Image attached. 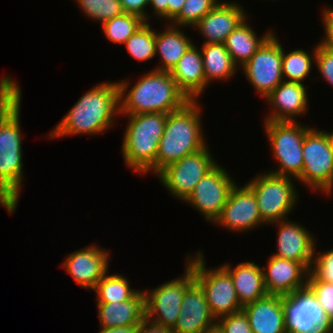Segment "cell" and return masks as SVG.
Segmentation results:
<instances>
[{"instance_id": "cell-14", "label": "cell", "mask_w": 333, "mask_h": 333, "mask_svg": "<svg viewBox=\"0 0 333 333\" xmlns=\"http://www.w3.org/2000/svg\"><path fill=\"white\" fill-rule=\"evenodd\" d=\"M235 180L217 164L196 184L194 190L184 201L194 206L207 221L215 222L226 204Z\"/></svg>"}, {"instance_id": "cell-27", "label": "cell", "mask_w": 333, "mask_h": 333, "mask_svg": "<svg viewBox=\"0 0 333 333\" xmlns=\"http://www.w3.org/2000/svg\"><path fill=\"white\" fill-rule=\"evenodd\" d=\"M181 30L182 28L169 24L165 31L156 32L155 55L159 53L161 64L155 70L170 72L193 44Z\"/></svg>"}, {"instance_id": "cell-45", "label": "cell", "mask_w": 333, "mask_h": 333, "mask_svg": "<svg viewBox=\"0 0 333 333\" xmlns=\"http://www.w3.org/2000/svg\"><path fill=\"white\" fill-rule=\"evenodd\" d=\"M139 325H128L118 327H101V331L98 333H137Z\"/></svg>"}, {"instance_id": "cell-44", "label": "cell", "mask_w": 333, "mask_h": 333, "mask_svg": "<svg viewBox=\"0 0 333 333\" xmlns=\"http://www.w3.org/2000/svg\"><path fill=\"white\" fill-rule=\"evenodd\" d=\"M186 0H169L168 1V22L172 21L181 11Z\"/></svg>"}, {"instance_id": "cell-11", "label": "cell", "mask_w": 333, "mask_h": 333, "mask_svg": "<svg viewBox=\"0 0 333 333\" xmlns=\"http://www.w3.org/2000/svg\"><path fill=\"white\" fill-rule=\"evenodd\" d=\"M286 333H326L333 320L307 286L283 296Z\"/></svg>"}, {"instance_id": "cell-43", "label": "cell", "mask_w": 333, "mask_h": 333, "mask_svg": "<svg viewBox=\"0 0 333 333\" xmlns=\"http://www.w3.org/2000/svg\"><path fill=\"white\" fill-rule=\"evenodd\" d=\"M168 1L169 0H149V6H151L155 15L160 19H168Z\"/></svg>"}, {"instance_id": "cell-15", "label": "cell", "mask_w": 333, "mask_h": 333, "mask_svg": "<svg viewBox=\"0 0 333 333\" xmlns=\"http://www.w3.org/2000/svg\"><path fill=\"white\" fill-rule=\"evenodd\" d=\"M214 223L237 232L249 231L265 224L254 193L246 185L240 187L238 184L231 189L226 204Z\"/></svg>"}, {"instance_id": "cell-30", "label": "cell", "mask_w": 333, "mask_h": 333, "mask_svg": "<svg viewBox=\"0 0 333 333\" xmlns=\"http://www.w3.org/2000/svg\"><path fill=\"white\" fill-rule=\"evenodd\" d=\"M311 57L307 51L296 49L286 53L283 49L282 76L284 81L302 83L312 71V61L315 62L316 46ZM313 59V60H312Z\"/></svg>"}, {"instance_id": "cell-8", "label": "cell", "mask_w": 333, "mask_h": 333, "mask_svg": "<svg viewBox=\"0 0 333 333\" xmlns=\"http://www.w3.org/2000/svg\"><path fill=\"white\" fill-rule=\"evenodd\" d=\"M303 171L296 181L327 195L333 189V138L331 132L311 128L304 138Z\"/></svg>"}, {"instance_id": "cell-20", "label": "cell", "mask_w": 333, "mask_h": 333, "mask_svg": "<svg viewBox=\"0 0 333 333\" xmlns=\"http://www.w3.org/2000/svg\"><path fill=\"white\" fill-rule=\"evenodd\" d=\"M247 18V13L237 2H219L194 27L205 40L203 44H224L228 35Z\"/></svg>"}, {"instance_id": "cell-16", "label": "cell", "mask_w": 333, "mask_h": 333, "mask_svg": "<svg viewBox=\"0 0 333 333\" xmlns=\"http://www.w3.org/2000/svg\"><path fill=\"white\" fill-rule=\"evenodd\" d=\"M109 252L98 245L76 250L64 260L63 268L83 288L94 290L97 283L108 272Z\"/></svg>"}, {"instance_id": "cell-13", "label": "cell", "mask_w": 333, "mask_h": 333, "mask_svg": "<svg viewBox=\"0 0 333 333\" xmlns=\"http://www.w3.org/2000/svg\"><path fill=\"white\" fill-rule=\"evenodd\" d=\"M283 46L275 32L240 67L259 96L266 98L282 81Z\"/></svg>"}, {"instance_id": "cell-36", "label": "cell", "mask_w": 333, "mask_h": 333, "mask_svg": "<svg viewBox=\"0 0 333 333\" xmlns=\"http://www.w3.org/2000/svg\"><path fill=\"white\" fill-rule=\"evenodd\" d=\"M308 282L333 284V249L314 254Z\"/></svg>"}, {"instance_id": "cell-42", "label": "cell", "mask_w": 333, "mask_h": 333, "mask_svg": "<svg viewBox=\"0 0 333 333\" xmlns=\"http://www.w3.org/2000/svg\"><path fill=\"white\" fill-rule=\"evenodd\" d=\"M137 333H174V331L169 327H165L144 317L139 324Z\"/></svg>"}, {"instance_id": "cell-4", "label": "cell", "mask_w": 333, "mask_h": 333, "mask_svg": "<svg viewBox=\"0 0 333 333\" xmlns=\"http://www.w3.org/2000/svg\"><path fill=\"white\" fill-rule=\"evenodd\" d=\"M127 116L128 124L121 146L124 162L133 171L147 174L156 166L167 114L154 112Z\"/></svg>"}, {"instance_id": "cell-35", "label": "cell", "mask_w": 333, "mask_h": 333, "mask_svg": "<svg viewBox=\"0 0 333 333\" xmlns=\"http://www.w3.org/2000/svg\"><path fill=\"white\" fill-rule=\"evenodd\" d=\"M21 87L13 78L0 79V123L9 117L21 104Z\"/></svg>"}, {"instance_id": "cell-40", "label": "cell", "mask_w": 333, "mask_h": 333, "mask_svg": "<svg viewBox=\"0 0 333 333\" xmlns=\"http://www.w3.org/2000/svg\"><path fill=\"white\" fill-rule=\"evenodd\" d=\"M124 13L135 14L148 22V13L146 11L149 6V0H120Z\"/></svg>"}, {"instance_id": "cell-10", "label": "cell", "mask_w": 333, "mask_h": 333, "mask_svg": "<svg viewBox=\"0 0 333 333\" xmlns=\"http://www.w3.org/2000/svg\"><path fill=\"white\" fill-rule=\"evenodd\" d=\"M208 150L207 145L171 163L157 174L163 186L171 193L170 195L185 201L203 176L218 164Z\"/></svg>"}, {"instance_id": "cell-23", "label": "cell", "mask_w": 333, "mask_h": 333, "mask_svg": "<svg viewBox=\"0 0 333 333\" xmlns=\"http://www.w3.org/2000/svg\"><path fill=\"white\" fill-rule=\"evenodd\" d=\"M170 74L190 101H197L205 90V75L201 51L193 43Z\"/></svg>"}, {"instance_id": "cell-2", "label": "cell", "mask_w": 333, "mask_h": 333, "mask_svg": "<svg viewBox=\"0 0 333 333\" xmlns=\"http://www.w3.org/2000/svg\"><path fill=\"white\" fill-rule=\"evenodd\" d=\"M148 72L131 88L127 80L118 81L120 116L154 112L168 114L182 109L190 101L170 72L155 69Z\"/></svg>"}, {"instance_id": "cell-31", "label": "cell", "mask_w": 333, "mask_h": 333, "mask_svg": "<svg viewBox=\"0 0 333 333\" xmlns=\"http://www.w3.org/2000/svg\"><path fill=\"white\" fill-rule=\"evenodd\" d=\"M156 31L145 22L125 42L128 54L137 61H148L155 57Z\"/></svg>"}, {"instance_id": "cell-34", "label": "cell", "mask_w": 333, "mask_h": 333, "mask_svg": "<svg viewBox=\"0 0 333 333\" xmlns=\"http://www.w3.org/2000/svg\"><path fill=\"white\" fill-rule=\"evenodd\" d=\"M87 17L101 24L124 13L120 0H76Z\"/></svg>"}, {"instance_id": "cell-38", "label": "cell", "mask_w": 333, "mask_h": 333, "mask_svg": "<svg viewBox=\"0 0 333 333\" xmlns=\"http://www.w3.org/2000/svg\"><path fill=\"white\" fill-rule=\"evenodd\" d=\"M314 63L323 79L333 86V51L321 43L317 44Z\"/></svg>"}, {"instance_id": "cell-19", "label": "cell", "mask_w": 333, "mask_h": 333, "mask_svg": "<svg viewBox=\"0 0 333 333\" xmlns=\"http://www.w3.org/2000/svg\"><path fill=\"white\" fill-rule=\"evenodd\" d=\"M206 301L205 292L194 281L185 291L180 316L172 329L174 333H204L216 326Z\"/></svg>"}, {"instance_id": "cell-33", "label": "cell", "mask_w": 333, "mask_h": 333, "mask_svg": "<svg viewBox=\"0 0 333 333\" xmlns=\"http://www.w3.org/2000/svg\"><path fill=\"white\" fill-rule=\"evenodd\" d=\"M219 0H186L180 13L169 24L176 27H194Z\"/></svg>"}, {"instance_id": "cell-41", "label": "cell", "mask_w": 333, "mask_h": 333, "mask_svg": "<svg viewBox=\"0 0 333 333\" xmlns=\"http://www.w3.org/2000/svg\"><path fill=\"white\" fill-rule=\"evenodd\" d=\"M322 19H323V27L325 36L320 41V43L333 51V8H325L323 9Z\"/></svg>"}, {"instance_id": "cell-17", "label": "cell", "mask_w": 333, "mask_h": 333, "mask_svg": "<svg viewBox=\"0 0 333 333\" xmlns=\"http://www.w3.org/2000/svg\"><path fill=\"white\" fill-rule=\"evenodd\" d=\"M262 270L268 295L287 296L307 287L309 270L302 263L272 255Z\"/></svg>"}, {"instance_id": "cell-39", "label": "cell", "mask_w": 333, "mask_h": 333, "mask_svg": "<svg viewBox=\"0 0 333 333\" xmlns=\"http://www.w3.org/2000/svg\"><path fill=\"white\" fill-rule=\"evenodd\" d=\"M307 286L313 291L321 306L333 320V284L308 282Z\"/></svg>"}, {"instance_id": "cell-1", "label": "cell", "mask_w": 333, "mask_h": 333, "mask_svg": "<svg viewBox=\"0 0 333 333\" xmlns=\"http://www.w3.org/2000/svg\"><path fill=\"white\" fill-rule=\"evenodd\" d=\"M117 115H120L118 82H101L81 96L47 136L51 139L99 135L112 127Z\"/></svg>"}, {"instance_id": "cell-9", "label": "cell", "mask_w": 333, "mask_h": 333, "mask_svg": "<svg viewBox=\"0 0 333 333\" xmlns=\"http://www.w3.org/2000/svg\"><path fill=\"white\" fill-rule=\"evenodd\" d=\"M189 257L187 265L193 270L195 281L205 292L212 315L218 318L242 310L229 272L220 265L207 269L202 252Z\"/></svg>"}, {"instance_id": "cell-46", "label": "cell", "mask_w": 333, "mask_h": 333, "mask_svg": "<svg viewBox=\"0 0 333 333\" xmlns=\"http://www.w3.org/2000/svg\"><path fill=\"white\" fill-rule=\"evenodd\" d=\"M204 333H222V332L220 331V329L217 326H215L214 328L209 329V330L205 331Z\"/></svg>"}, {"instance_id": "cell-24", "label": "cell", "mask_w": 333, "mask_h": 333, "mask_svg": "<svg viewBox=\"0 0 333 333\" xmlns=\"http://www.w3.org/2000/svg\"><path fill=\"white\" fill-rule=\"evenodd\" d=\"M222 266L229 272L242 306L268 295L264 284L263 270L254 262H242L233 268L227 263H223Z\"/></svg>"}, {"instance_id": "cell-47", "label": "cell", "mask_w": 333, "mask_h": 333, "mask_svg": "<svg viewBox=\"0 0 333 333\" xmlns=\"http://www.w3.org/2000/svg\"><path fill=\"white\" fill-rule=\"evenodd\" d=\"M326 333H333V326Z\"/></svg>"}, {"instance_id": "cell-7", "label": "cell", "mask_w": 333, "mask_h": 333, "mask_svg": "<svg viewBox=\"0 0 333 333\" xmlns=\"http://www.w3.org/2000/svg\"><path fill=\"white\" fill-rule=\"evenodd\" d=\"M245 185L254 193L261 219L266 225L287 219L295 209L298 191L292 177L264 172Z\"/></svg>"}, {"instance_id": "cell-18", "label": "cell", "mask_w": 333, "mask_h": 333, "mask_svg": "<svg viewBox=\"0 0 333 333\" xmlns=\"http://www.w3.org/2000/svg\"><path fill=\"white\" fill-rule=\"evenodd\" d=\"M277 225V252L273 256L302 263L309 271L315 252V237L299 223L287 219L272 223Z\"/></svg>"}, {"instance_id": "cell-22", "label": "cell", "mask_w": 333, "mask_h": 333, "mask_svg": "<svg viewBox=\"0 0 333 333\" xmlns=\"http://www.w3.org/2000/svg\"><path fill=\"white\" fill-rule=\"evenodd\" d=\"M253 333H286L283 296L266 295L242 307Z\"/></svg>"}, {"instance_id": "cell-37", "label": "cell", "mask_w": 333, "mask_h": 333, "mask_svg": "<svg viewBox=\"0 0 333 333\" xmlns=\"http://www.w3.org/2000/svg\"><path fill=\"white\" fill-rule=\"evenodd\" d=\"M216 326L222 333H253L243 310L218 318Z\"/></svg>"}, {"instance_id": "cell-28", "label": "cell", "mask_w": 333, "mask_h": 333, "mask_svg": "<svg viewBox=\"0 0 333 333\" xmlns=\"http://www.w3.org/2000/svg\"><path fill=\"white\" fill-rule=\"evenodd\" d=\"M202 60L205 75V89L211 80H226L234 77L239 68L233 62L224 44L211 43L203 44Z\"/></svg>"}, {"instance_id": "cell-29", "label": "cell", "mask_w": 333, "mask_h": 333, "mask_svg": "<svg viewBox=\"0 0 333 333\" xmlns=\"http://www.w3.org/2000/svg\"><path fill=\"white\" fill-rule=\"evenodd\" d=\"M93 291L97 294V303H114L132 299L140 290L130 288V282L123 274L108 275L107 272Z\"/></svg>"}, {"instance_id": "cell-5", "label": "cell", "mask_w": 333, "mask_h": 333, "mask_svg": "<svg viewBox=\"0 0 333 333\" xmlns=\"http://www.w3.org/2000/svg\"><path fill=\"white\" fill-rule=\"evenodd\" d=\"M20 108L0 123V205L12 214L24 180Z\"/></svg>"}, {"instance_id": "cell-12", "label": "cell", "mask_w": 333, "mask_h": 333, "mask_svg": "<svg viewBox=\"0 0 333 333\" xmlns=\"http://www.w3.org/2000/svg\"><path fill=\"white\" fill-rule=\"evenodd\" d=\"M194 281L193 270L186 265L182 277L165 282L150 291L144 290L145 317L173 329L180 316L183 295Z\"/></svg>"}, {"instance_id": "cell-21", "label": "cell", "mask_w": 333, "mask_h": 333, "mask_svg": "<svg viewBox=\"0 0 333 333\" xmlns=\"http://www.w3.org/2000/svg\"><path fill=\"white\" fill-rule=\"evenodd\" d=\"M273 109L265 121H295L308 112V94L303 83L282 81L266 98Z\"/></svg>"}, {"instance_id": "cell-26", "label": "cell", "mask_w": 333, "mask_h": 333, "mask_svg": "<svg viewBox=\"0 0 333 333\" xmlns=\"http://www.w3.org/2000/svg\"><path fill=\"white\" fill-rule=\"evenodd\" d=\"M245 18L226 38L224 46L229 52L233 62L242 67L261 47V45L274 33L272 30L257 36L256 32L247 23ZM241 64V65H240Z\"/></svg>"}, {"instance_id": "cell-6", "label": "cell", "mask_w": 333, "mask_h": 333, "mask_svg": "<svg viewBox=\"0 0 333 333\" xmlns=\"http://www.w3.org/2000/svg\"><path fill=\"white\" fill-rule=\"evenodd\" d=\"M263 124L273 156L279 164L278 169L269 172L296 180L303 171L302 148L305 134L312 127L297 121H265Z\"/></svg>"}, {"instance_id": "cell-25", "label": "cell", "mask_w": 333, "mask_h": 333, "mask_svg": "<svg viewBox=\"0 0 333 333\" xmlns=\"http://www.w3.org/2000/svg\"><path fill=\"white\" fill-rule=\"evenodd\" d=\"M142 291L126 301L96 303L100 327L139 325L145 317V295Z\"/></svg>"}, {"instance_id": "cell-32", "label": "cell", "mask_w": 333, "mask_h": 333, "mask_svg": "<svg viewBox=\"0 0 333 333\" xmlns=\"http://www.w3.org/2000/svg\"><path fill=\"white\" fill-rule=\"evenodd\" d=\"M145 22L138 15L123 13L102 23V29L108 40L119 45L125 44Z\"/></svg>"}, {"instance_id": "cell-3", "label": "cell", "mask_w": 333, "mask_h": 333, "mask_svg": "<svg viewBox=\"0 0 333 333\" xmlns=\"http://www.w3.org/2000/svg\"><path fill=\"white\" fill-rule=\"evenodd\" d=\"M201 106L189 101L182 109L168 113L164 132L159 140L156 166L149 172L158 174L166 166L207 146L203 136Z\"/></svg>"}]
</instances>
